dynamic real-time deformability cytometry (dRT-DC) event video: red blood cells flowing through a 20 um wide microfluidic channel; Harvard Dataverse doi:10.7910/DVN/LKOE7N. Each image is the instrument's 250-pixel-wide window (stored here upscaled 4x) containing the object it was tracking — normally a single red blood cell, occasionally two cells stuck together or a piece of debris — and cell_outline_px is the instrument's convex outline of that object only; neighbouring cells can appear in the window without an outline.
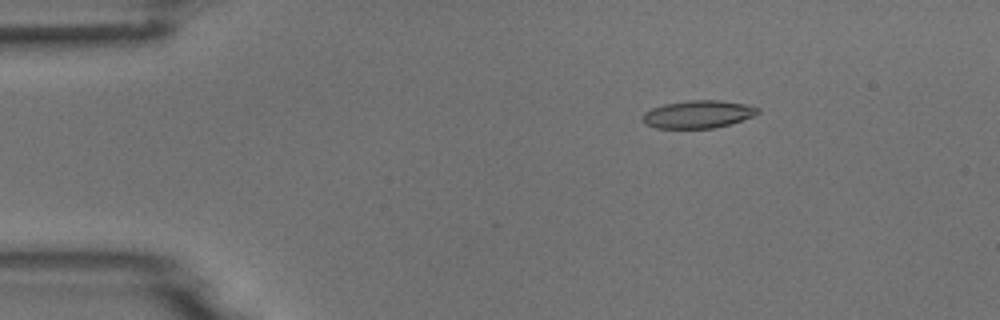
{"species": "common noctule bat (a hibernating species)", "species_latin": "Nyctalus noctula", "temperature_condition": "room temperature", "stored_images_in_passage": 5, "camera_frame_rate_fps": 3000, "um_per_image_px": 0.085, "animal": {"sex": "male", "body_mass_g": 18.8}, "frame": {"image": 1, "passage_image": 3, "time_ms": 2.667, "image_size_px": [1000, 320], "cell_outline_px": [[760, 112], [752, 116], [716, 128], [656, 128], [644, 124], [644, 112], [652, 108], [664, 104], [688, 100], [720, 100], [744, 104], [760, 108]], "centroid_in_image_um": [59.32, 9.71], "position_along_channel_um": 25.7, "area_um2": 18.44}}
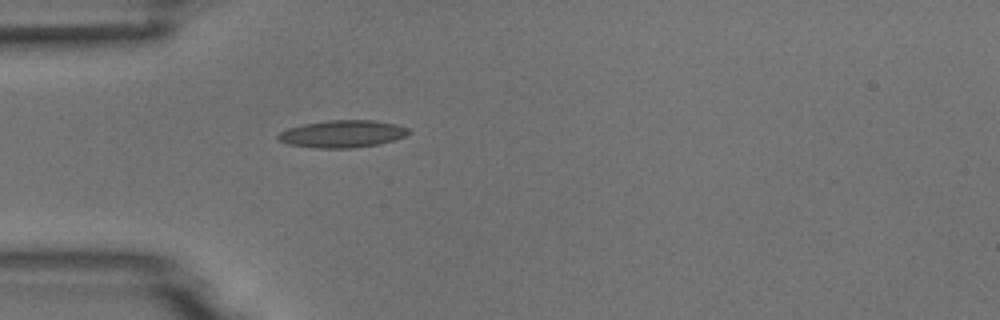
{"frame": {"image": 2, "passage_image": 5, "time_ms": 5.0, "image_size_px": [1000, 320], "cell_outline_px": [[412, 132], [404, 136], [392, 140], [376, 144], [356, 148], [316, 148], [288, 144], [276, 140], [276, 136], [280, 132], [288, 128], [304, 124], [328, 120], [372, 120], [396, 124], [408, 128]], "centroid_in_image_um": [29.07, 11.38], "position_along_channel_um": 55.9, "area_um2": 20.75}}